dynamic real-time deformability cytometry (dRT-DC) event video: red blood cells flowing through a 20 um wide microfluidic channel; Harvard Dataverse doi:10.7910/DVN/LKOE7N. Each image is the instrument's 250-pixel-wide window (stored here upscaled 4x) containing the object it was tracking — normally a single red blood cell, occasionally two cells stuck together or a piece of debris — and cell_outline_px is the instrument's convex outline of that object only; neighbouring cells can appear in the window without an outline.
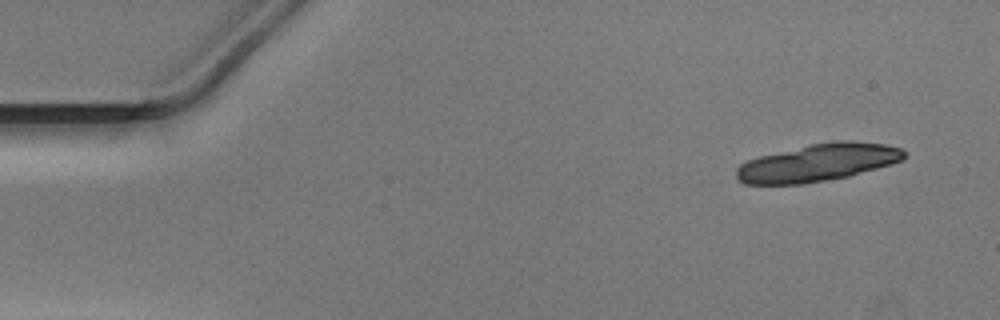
{"species": "Egyptian fruit bat (a non-hibernating species)", "species_latin": "Rousettus aegyptiacus", "temperature_condition": "warm", "stored_images_in_passage": 15, "camera_frame_rate_fps": 3000, "um_per_image_px": 0.085, "animal": {"sex": "male"}, "frame": {"image": 1, "passage_image": 1, "time_ms": 0.0, "image_size_px": [1000, 320], "cell_outline_px": [[904, 160], [892, 164], [848, 176], [800, 184], [744, 184], [736, 180], [736, 168], [740, 164], [748, 160], [760, 156], [812, 144], [836, 140], [852, 140], [884, 144], [900, 148], [904, 152]], "centroid_in_image_um": [69.51, 13.82], "position_along_channel_um": 15.5, "area_um2": 36.41}}